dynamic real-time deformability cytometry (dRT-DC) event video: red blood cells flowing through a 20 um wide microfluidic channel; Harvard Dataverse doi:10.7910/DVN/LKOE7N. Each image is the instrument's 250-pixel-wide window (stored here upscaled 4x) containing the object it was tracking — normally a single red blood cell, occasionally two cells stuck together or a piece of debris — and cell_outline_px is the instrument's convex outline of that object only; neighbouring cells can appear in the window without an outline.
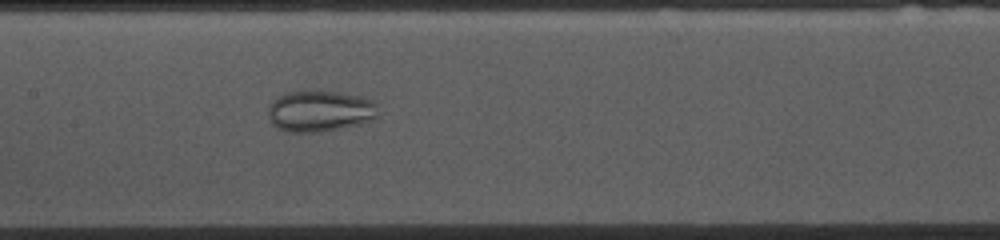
{"species": "common noctule bat (a hibernating species)", "species_latin": "Nyctalus noctula", "temperature_condition": "cold", "stored_images_in_passage": 52, "camera_frame_rate_fps": 3000, "um_per_image_px": 0.085, "animal": {"sex": "female", "body_mass_g": 10.0, "forearm_length_mm": 53.1}, "frame": {"image": 1, "passage_image": 23, "time_ms": 7.333, "image_size_px": [1000, 240], "cell_outline_px": [[376, 116], [372, 120], [360, 124], [320, 132], [284, 132], [276, 128], [272, 124], [268, 116], [268, 104], [272, 100], [284, 92], [340, 92], [360, 96], [372, 100], [376, 104]], "centroid_in_image_um": [27.14, 9.46], "position_along_channel_um": 180.3, "area_um2": 26.41}}
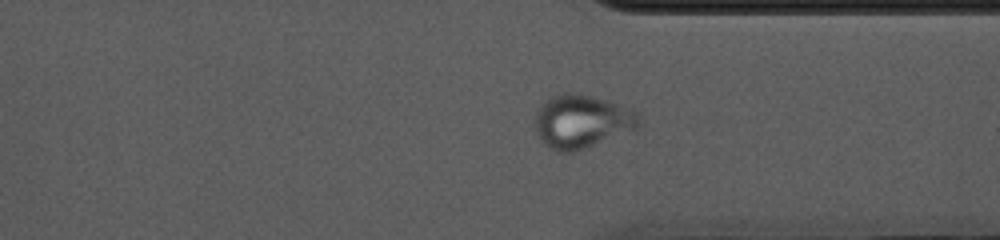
{"frame": {"image": 2, "passage_image": 38, "time_ms": 12.333, "image_size_px": [1000, 240], "cell_outline_px": [[640, 128], [588, 148], [576, 152], [552, 152], [540, 140], [532, 124], [536, 108], [544, 100], [552, 96], [564, 92], [576, 92], [592, 96], [632, 108], [640, 116]], "centroid_in_image_um": [49.41, 10.34], "position_along_channel_um": 362.0, "area_um2": 33.52}}
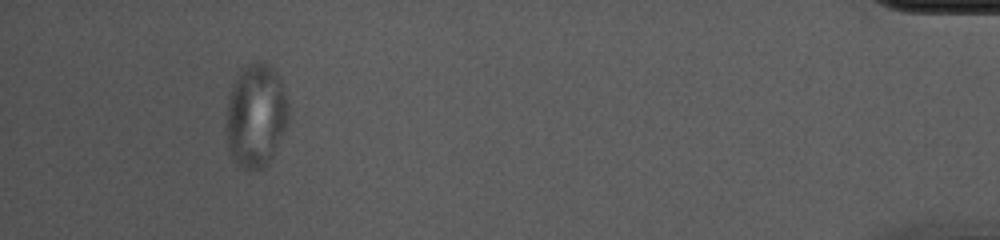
{"frame": {"image": 3, "passage_image": 48, "time_ms": 15.667, "image_size_px": [1000, 240], "cell_outline_px": [[288, 116], [284, 128], [272, 156], [268, 164], [260, 168], [248, 172], [236, 164], [228, 148], [228, 96], [232, 84], [240, 68], [256, 60], [264, 60], [280, 76], [284, 88], [288, 104]], "centroid_in_image_um": [21.75, 9.78], "position_along_channel_um": 413.4, "area_um2": 37.51}}